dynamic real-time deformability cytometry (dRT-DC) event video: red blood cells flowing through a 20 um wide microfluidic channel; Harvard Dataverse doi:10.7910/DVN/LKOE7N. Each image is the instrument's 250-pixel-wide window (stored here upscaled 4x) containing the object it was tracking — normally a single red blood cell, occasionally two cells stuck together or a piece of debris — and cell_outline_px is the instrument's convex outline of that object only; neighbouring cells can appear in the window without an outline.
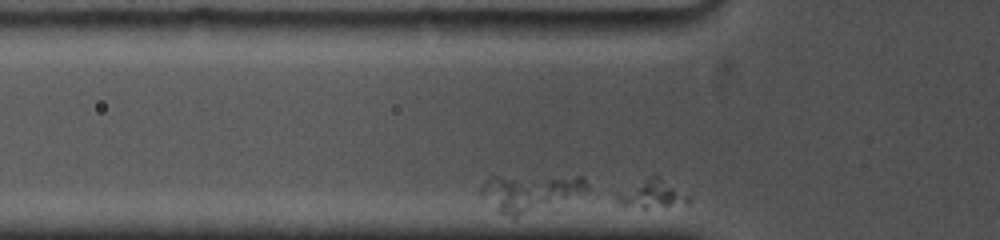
{"species": "common noctule bat (a hibernating species)", "species_latin": "Nyctalus noctula", "temperature_condition": "cold", "stored_images_in_passage": 4, "segment_of_instrument_passage": [2, 2], "camera_frame_rate_fps": 5000, "um_per_image_px": 0.085, "animal": {"sex": "female", "body_mass_g": 19.0, "forearm_length_mm": 53.3}, "frame": {"image": 1, "passage_image": 2, "time_ms": 0.4, "image_size_px": [1000, 240], "cell_outline_px": [[692, 200], [688, 204], [644, 208], [616, 204], [608, 196], [656, 172], [688, 196]], "centroid_in_image_um": [55.31, 16.47], "position_along_channel_um": 70.5, "area_um2": 12.48}}